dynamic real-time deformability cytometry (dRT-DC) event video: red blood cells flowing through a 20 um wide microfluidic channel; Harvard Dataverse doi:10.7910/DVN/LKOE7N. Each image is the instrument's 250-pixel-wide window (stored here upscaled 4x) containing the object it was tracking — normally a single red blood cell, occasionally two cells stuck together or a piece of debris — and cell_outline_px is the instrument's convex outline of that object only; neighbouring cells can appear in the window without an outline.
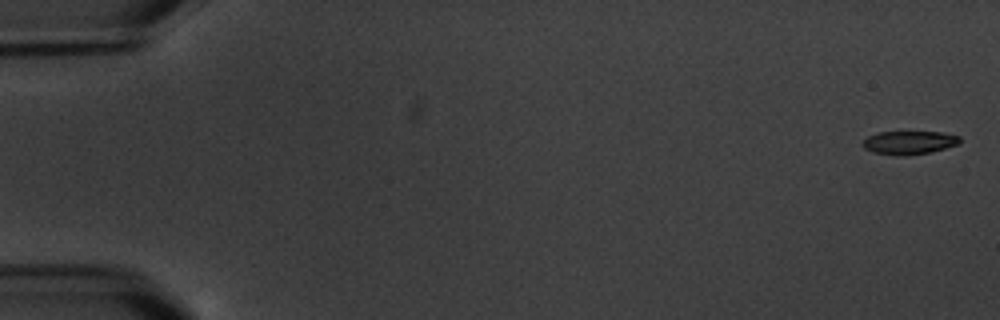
{"species": "common noctule bat (a hibernating species)", "species_latin": "Nyctalus noctula", "temperature_condition": "warm", "stored_images_in_passage": 5, "camera_frame_rate_fps": 3000, "um_per_image_px": 0.085, "animal": {"sex": "male", "body_mass_g": 20.1, "forearm_length_mm": 53.5}, "frame": {"image": 1, "passage_image": 1, "time_ms": 0.0, "image_size_px": [1000, 320], "cell_outline_px": [[960, 144], [932, 152], [908, 156], [904, 156], [872, 152], [864, 148], [860, 144], [868, 136], [876, 132], [940, 132], [960, 136]], "centroid_in_image_um": [77.27, 12.12], "position_along_channel_um": 7.7, "area_um2": 13.41}}
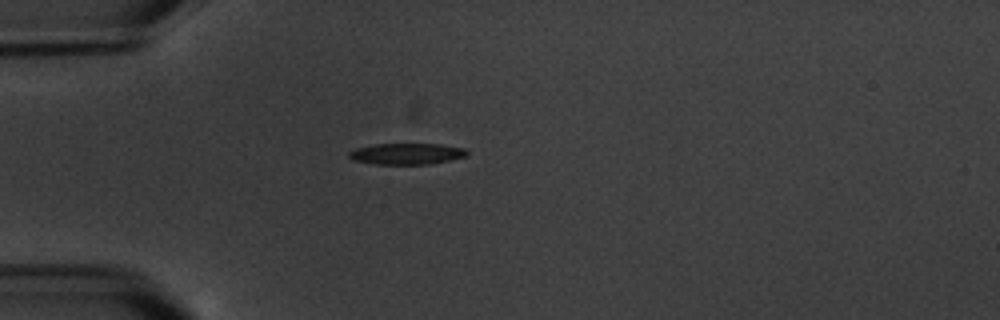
{"frame": {"image": 2, "passage_image": 5, "time_ms": 5.333, "image_size_px": [1000, 320], "cell_outline_px": [[468, 156], [432, 164], [376, 164], [352, 160], [348, 156], [348, 152], [356, 148], [376, 144], [440, 144], [464, 148], [468, 152]], "centroid_in_image_um": [34.58, 13.07], "position_along_channel_um": 50.4, "area_um2": 14.62}}